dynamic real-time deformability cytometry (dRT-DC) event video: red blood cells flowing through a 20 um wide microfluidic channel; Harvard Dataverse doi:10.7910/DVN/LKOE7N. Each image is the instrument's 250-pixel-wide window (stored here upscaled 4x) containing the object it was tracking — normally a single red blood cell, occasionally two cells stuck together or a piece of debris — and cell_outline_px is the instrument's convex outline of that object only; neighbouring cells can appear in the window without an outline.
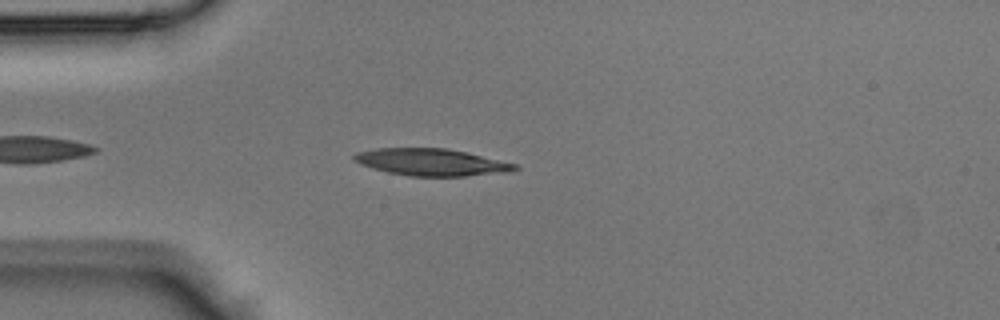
{"species": "Egyptian fruit bat (a non-hibernating species)", "species_latin": "Rousettus aegyptiacus", "temperature_condition": "room temperature", "stored_images_in_passage": 31, "camera_frame_rate_fps": 3000, "um_per_image_px": 0.085, "animal": {"sex": "male"}, "frame": {"image": 1, "passage_image": 2, "time_ms": 0.333, "image_size_px": [1000, 320], "cell_outline_px": [[520, 168], [508, 172], [464, 176], [408, 176], [388, 172], [372, 168], [360, 164], [352, 160], [352, 156], [356, 152], [376, 148], [448, 148], [468, 152], [516, 164]], "centroid_in_image_um": [36.64, 13.78], "position_along_channel_um": 48.4, "area_um2": 25.43}}
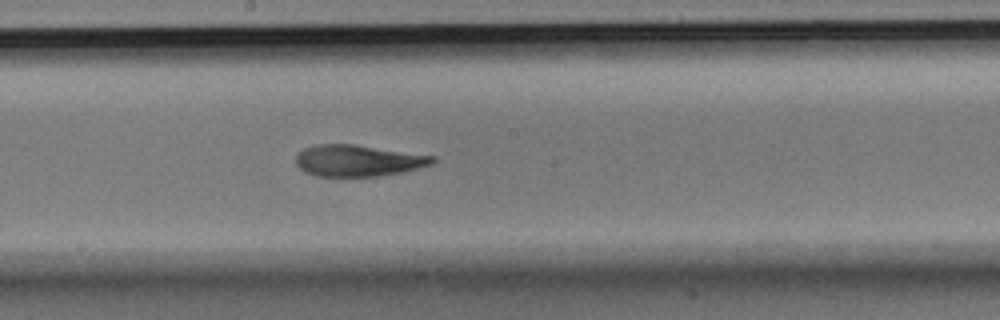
{"frame": {"image": 2, "passage_image": 14, "time_ms": 4.333, "image_size_px": [1000, 320], "cell_outline_px": [[436, 160], [432, 164], [400, 172], [376, 176], [316, 176], [304, 172], [296, 164], [296, 156], [304, 148], [316, 144], [352, 144], [436, 156]], "centroid_in_image_um": [30.41, 13.65], "position_along_channel_um": 217.8, "area_um2": 24.85}}
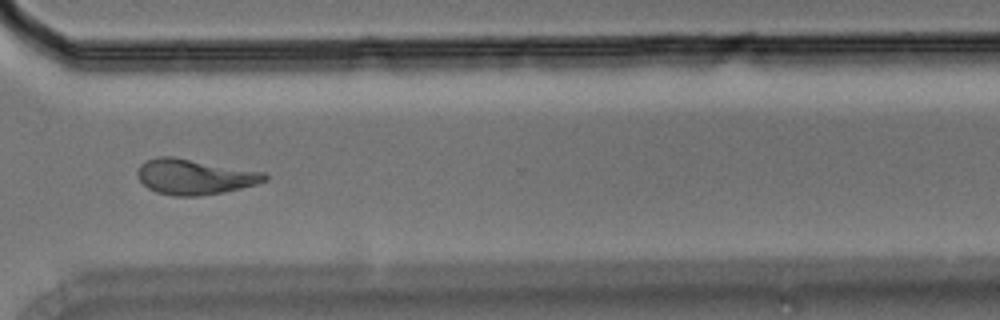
{"frame": {"image": 3, "passage_image": 23, "time_ms": 7.333, "image_size_px": [1000, 320], "cell_outline_px": [[268, 180], [256, 184], [224, 192], [200, 196], [172, 196], [156, 192], [148, 188], [136, 176], [136, 172], [140, 164], [156, 156], [172, 156], [264, 172], [268, 176]], "centroid_in_image_um": [16.51, 15.02], "position_along_channel_um": 354.1, "area_um2": 26.3}}